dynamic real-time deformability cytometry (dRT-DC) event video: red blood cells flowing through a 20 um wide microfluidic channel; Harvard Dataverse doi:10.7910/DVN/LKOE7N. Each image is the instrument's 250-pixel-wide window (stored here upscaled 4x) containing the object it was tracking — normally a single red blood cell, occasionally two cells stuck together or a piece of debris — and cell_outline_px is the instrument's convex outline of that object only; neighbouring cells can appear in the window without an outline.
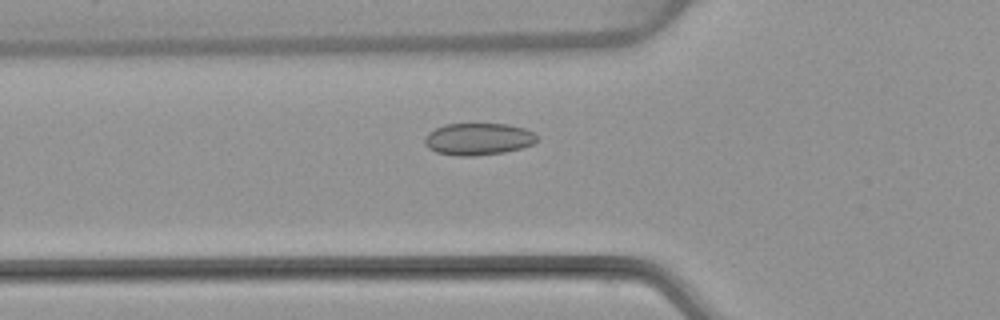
{"species": "common noctule bat (a hibernating species)", "species_latin": "Nyctalus noctula", "temperature_condition": "warm", "stored_images_in_passage": 53, "camera_frame_rate_fps": 3000, "um_per_image_px": 0.085, "animal": {"sex": "female", "body_mass_g": 22.7, "forearm_length_mm": 54.2}, "frame": {"image": 1, "passage_image": 19, "time_ms": 6.0, "image_size_px": [1000, 320], "cell_outline_px": [[540, 140], [532, 144], [520, 148], [504, 152], [476, 156], [456, 156], [436, 152], [428, 148], [424, 144], [424, 140], [428, 132], [444, 124], [508, 124], [524, 128], [532, 132]], "centroid_in_image_um": [40.63, 11.82], "position_along_channel_um": 85.2, "area_um2": 21.04}}
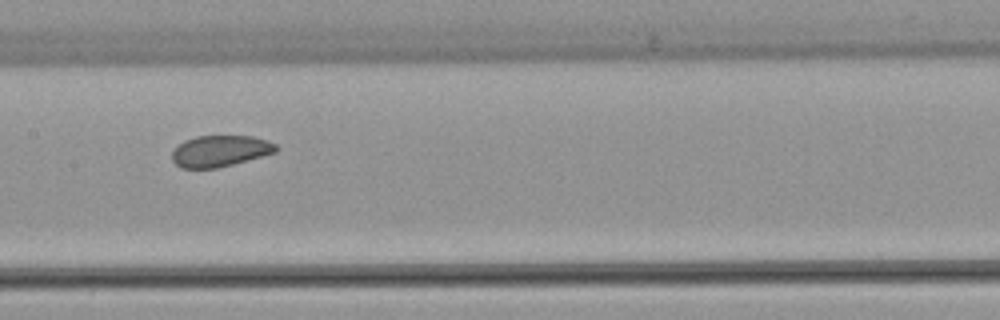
{"frame": {"image": 2, "passage_image": 27, "time_ms": 8.667, "image_size_px": [1000, 320], "cell_outline_px": [[280, 148], [276, 152], [232, 164], [216, 168], [180, 168], [172, 160], [172, 152], [184, 140], [196, 136], [252, 136], [268, 140], [276, 144]], "centroid_in_image_um": [18.72, 12.83], "position_along_channel_um": 188.7, "area_um2": 18.9}}
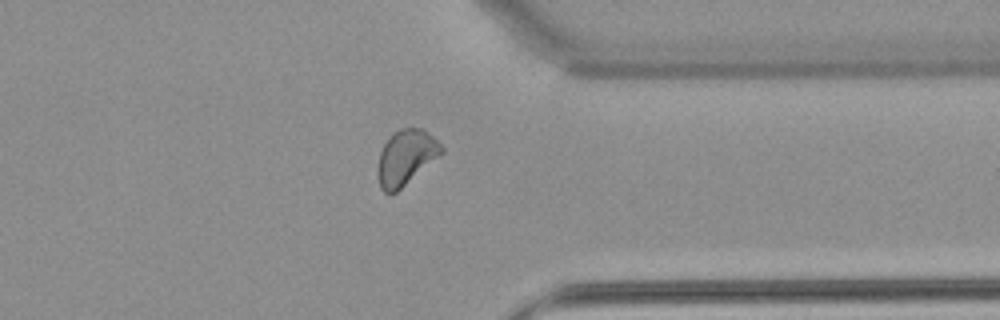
{"frame": {"image": 3, "passage_image": 42, "time_ms": 13.667, "image_size_px": [1000, 320], "cell_outline_px": [[444, 152], [396, 192], [384, 192], [380, 188], [376, 172], [376, 168], [380, 152], [384, 144], [400, 128], [424, 128], [444, 148]], "centroid_in_image_um": [34.49, 13.38], "position_along_channel_um": 376.9, "area_um2": 20.23}, "authors_computed_cell_mechanics": {"area_um2": 20.6346, "velocity_mm_per_s": 3.8705, "shape_relaxation_time_tau1_ms": null, "shape_relaxation_time_tau2_ms": 1.6534, "deformation_change_tau1": null, "deformation_change_tau2": 0.0597}}